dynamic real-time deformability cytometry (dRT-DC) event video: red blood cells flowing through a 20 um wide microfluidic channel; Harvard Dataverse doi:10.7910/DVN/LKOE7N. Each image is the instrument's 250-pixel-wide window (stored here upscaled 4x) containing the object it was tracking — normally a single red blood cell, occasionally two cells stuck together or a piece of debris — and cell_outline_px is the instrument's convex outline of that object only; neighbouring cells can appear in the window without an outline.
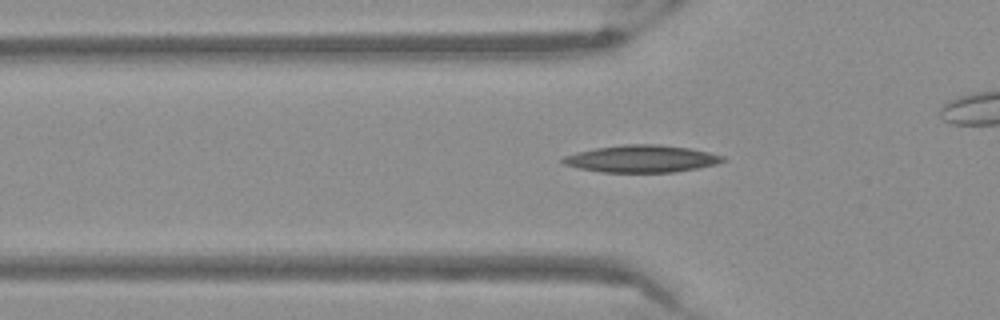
{"species": "Egyptian fruit bat (a non-hibernating species)", "species_latin": "Rousettus aegyptiacus", "temperature_condition": "warm", "stored_images_in_passage": 29, "camera_frame_rate_fps": 3000, "um_per_image_px": 0.085, "frame": {"image": 1, "passage_image": 2, "time_ms": 0.333, "image_size_px": [1000, 320], "cell_outline_px": [[724, 160], [716, 164], [676, 172], [604, 172], [580, 168], [564, 164], [560, 160], [564, 156], [576, 152], [596, 148], [624, 144], [660, 144], [688, 148], [708, 152], [724, 156]], "centroid_in_image_um": [54.52, 13.49], "position_along_channel_um": 71.3, "area_um2": 25.14}}
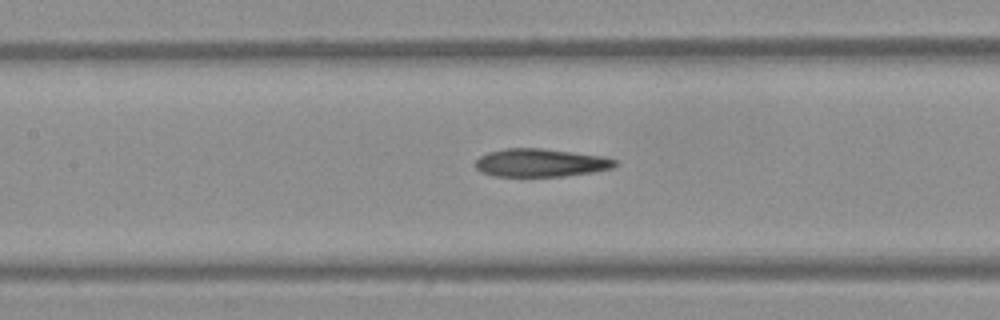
{"frame": {"image": 2, "passage_image": 9, "time_ms": 2.667, "image_size_px": [1000, 320], "cell_outline_px": [[620, 164], [612, 168], [592, 172], [564, 176], [492, 176], [480, 172], [476, 168], [476, 160], [480, 156], [488, 152], [508, 148], [540, 148], [604, 156], [616, 160]], "centroid_in_image_um": [45.96, 13.84], "position_along_channel_um": 161.4, "area_um2": 22.89}}
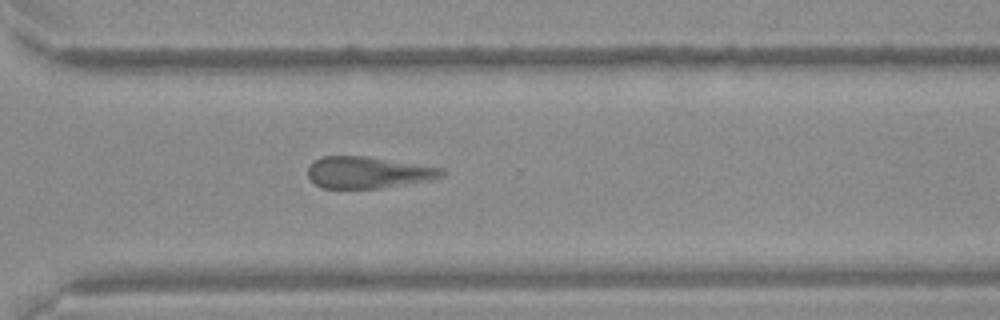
{"frame": {"image": 3, "passage_image": 23, "time_ms": 7.333, "image_size_px": [1000, 320], "cell_outline_px": [[448, 172], [444, 176], [428, 180], [380, 188], [320, 188], [308, 176], [308, 164], [324, 156], [364, 156], [440, 168]], "centroid_in_image_um": [31.25, 14.66], "position_along_channel_um": 339.4, "area_um2": 24.33}}